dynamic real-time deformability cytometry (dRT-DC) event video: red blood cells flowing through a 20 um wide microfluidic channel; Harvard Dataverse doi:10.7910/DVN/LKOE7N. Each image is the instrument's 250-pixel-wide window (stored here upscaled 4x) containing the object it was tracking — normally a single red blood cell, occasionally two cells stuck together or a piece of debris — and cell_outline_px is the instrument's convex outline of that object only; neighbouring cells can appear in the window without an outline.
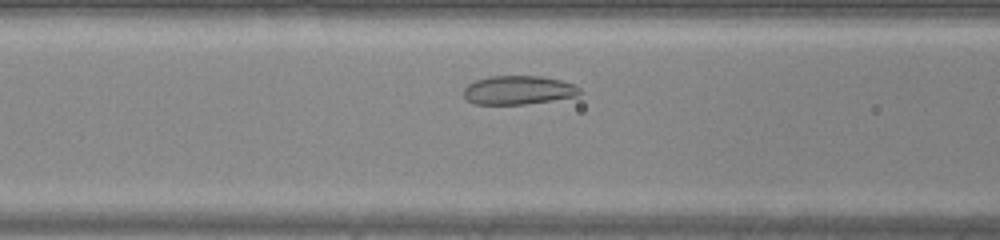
{"species": "common noctule bat (a hibernating species)", "species_latin": "Nyctalus noctula", "temperature_condition": "warm", "stored_images_in_passage": 27, "camera_frame_rate_fps": 3000, "um_per_image_px": 0.085, "animal": {"sex": "male", "body_mass_g": 20.0, "forearm_length_mm": 53.3}, "frame": {"image": 1, "passage_image": 8, "time_ms": 2.333, "image_size_px": [1000, 240], "cell_outline_px": [[580, 92], [576, 96], [552, 100], [524, 104], [472, 104], [464, 96], [464, 88], [468, 84], [476, 80], [488, 76], [540, 76], [560, 80], [576, 84], [580, 88]], "centroid_in_image_um": [44.05, 7.65], "position_along_channel_um": 122.6, "area_um2": 19.42}}
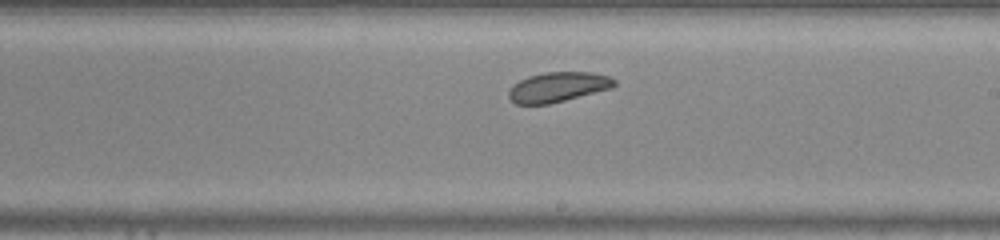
{"frame": {"image": 2, "passage_image": 16, "time_ms": 5.0, "image_size_px": [1000, 240], "cell_outline_px": [[616, 84], [612, 88], [548, 104], [516, 104], [508, 96], [508, 92], [520, 80], [528, 76], [544, 72], [592, 72], [608, 76], [616, 80]], "centroid_in_image_um": [47.45, 7.39], "position_along_channel_um": 241.6, "area_um2": 18.15}}
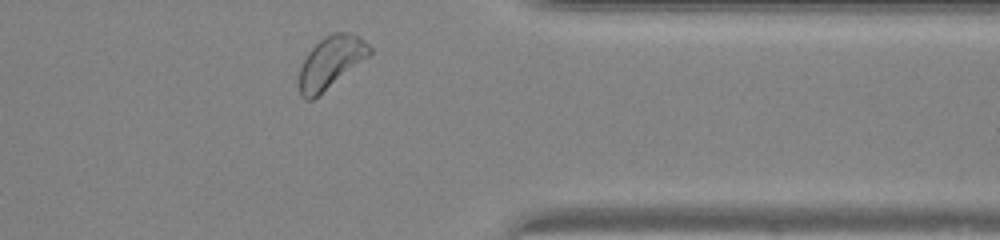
{"frame": {"image": 3, "passage_image": 26, "time_ms": 8.333, "image_size_px": [1000, 240], "cell_outline_px": [[372, 52], [368, 56], [312, 100], [304, 100], [300, 96], [296, 84], [300, 68], [308, 52], [324, 36], [332, 32], [348, 32], [360, 36], [372, 48]], "centroid_in_image_um": [28.07, 5.3], "position_along_channel_um": 383.3, "area_um2": 21.33}}